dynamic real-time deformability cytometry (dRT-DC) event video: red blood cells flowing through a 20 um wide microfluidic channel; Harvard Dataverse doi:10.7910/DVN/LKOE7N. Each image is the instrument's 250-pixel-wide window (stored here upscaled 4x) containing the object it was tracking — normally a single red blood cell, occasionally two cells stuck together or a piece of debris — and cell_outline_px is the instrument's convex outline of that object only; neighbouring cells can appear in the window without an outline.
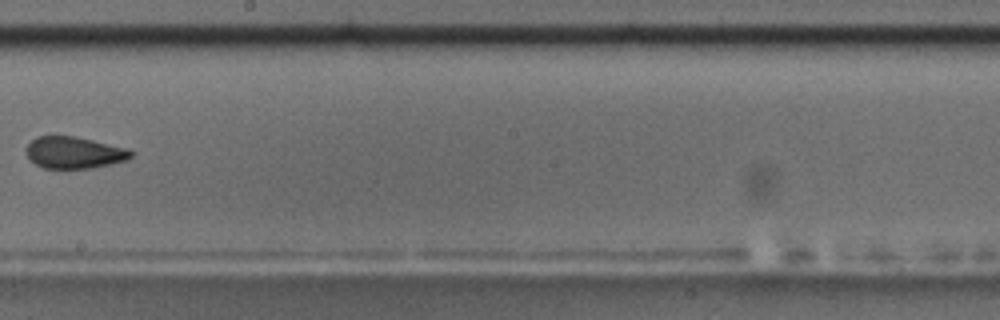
{"species": "common noctule bat (a hibernating species)", "species_latin": "Nyctalus noctula", "temperature_condition": "room temperature", "stored_images_in_passage": 17, "camera_frame_rate_fps": 3000, "um_per_image_px": 0.085, "animal": {"sex": "male", "body_mass_g": 17.5, "forearm_length_mm": 52.3}, "frame": {"image": 1, "passage_image": 10, "time_ms": 12.0, "image_size_px": [1000, 320], "cell_outline_px": [[132, 156], [128, 160], [112, 164], [92, 168], [44, 168], [36, 164], [28, 156], [28, 144], [36, 136], [72, 136], [92, 140], [128, 148], [132, 152]], "centroid_in_image_um": [6.35, 12.97], "position_along_channel_um": 241.9, "area_um2": 19.19}, "authors_computed_cell_mechanics": {"area_um2": 19.652, "velocity_mm_per_s": 3.5546, "shape_relaxation_time_tau1_ms": null, "shape_relaxation_time_tau2_ms": 1.8668, "deformation_change_tau1": null, "deformation_change_tau2": 0.0707}}